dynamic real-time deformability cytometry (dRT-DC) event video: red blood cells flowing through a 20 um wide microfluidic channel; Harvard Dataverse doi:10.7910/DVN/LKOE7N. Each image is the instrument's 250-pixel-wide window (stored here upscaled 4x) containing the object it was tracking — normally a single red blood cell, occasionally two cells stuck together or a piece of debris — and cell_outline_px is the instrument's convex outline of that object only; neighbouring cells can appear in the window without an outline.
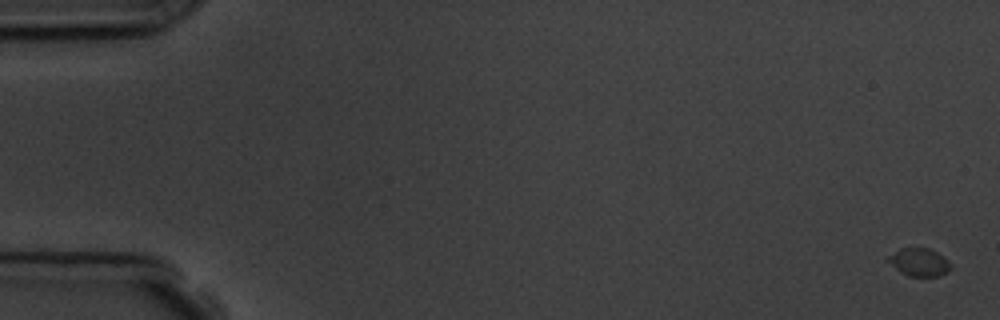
{"species": "common noctule bat (a hibernating species)", "species_latin": "Nyctalus noctula", "temperature_condition": "room temperature", "stored_images_in_passage": 11, "camera_frame_rate_fps": 3000, "um_per_image_px": 0.085, "animal": {"sex": "male", "body_mass_g": 19.5, "forearm_length_mm": 54.6}, "frame": {"image": 1, "passage_image": 1, "time_ms": 0.0, "image_size_px": [1000, 320], "cell_outline_px": [[952, 268], [948, 272], [940, 276], [908, 276], [900, 272], [884, 260], [888, 256], [900, 248], [928, 248], [936, 252]], "centroid_in_image_um": [78.05, 22.3], "position_along_channel_um": 6.9, "area_um2": 10.06}}